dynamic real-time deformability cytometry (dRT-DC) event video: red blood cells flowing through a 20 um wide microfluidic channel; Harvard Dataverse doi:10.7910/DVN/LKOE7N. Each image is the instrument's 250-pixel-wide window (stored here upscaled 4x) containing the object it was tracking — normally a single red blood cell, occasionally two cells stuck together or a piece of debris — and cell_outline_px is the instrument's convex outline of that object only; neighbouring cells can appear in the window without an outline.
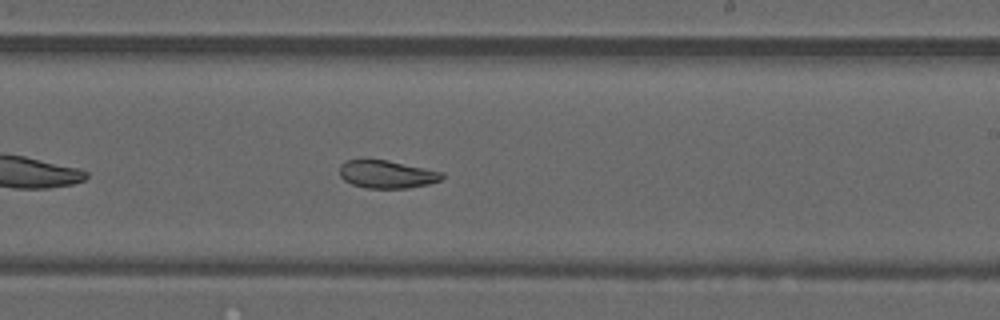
{"species": "common noctule bat (a hibernating species)", "species_latin": "Nyctalus noctula", "temperature_condition": "warm", "stored_images_in_passage": 35, "camera_frame_rate_fps": 3000, "um_per_image_px": 0.085, "animal": {"sex": "male", "forearm_length_mm": 52.5}, "frame": {"image": 1, "passage_image": 16, "time_ms": 5.0, "image_size_px": [1000, 320], "cell_outline_px": [[444, 176], [440, 180], [428, 184], [408, 188], [364, 188], [352, 184], [344, 180], [340, 176], [340, 164], [344, 160], [364, 156], [388, 160], [444, 172]], "centroid_in_image_um": [32.81, 14.76], "position_along_channel_um": 256.2, "area_um2": 17.28}}
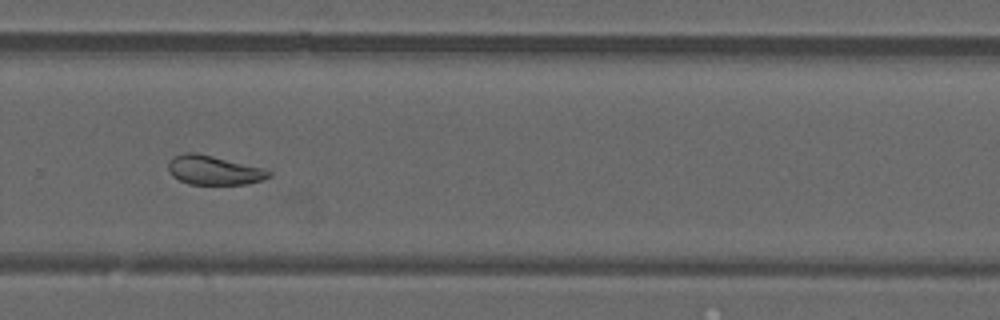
{"frame": {"image": 2, "passage_image": 20, "time_ms": 6.333, "image_size_px": [1000, 320], "cell_outline_px": [[272, 176], [264, 180], [248, 184], [188, 184], [172, 176], [168, 172], [168, 164], [172, 156], [184, 152], [196, 152], [264, 168], [272, 172]], "centroid_in_image_um": [18.18, 14.46], "position_along_channel_um": 311.6, "area_um2": 17.34}, "authors_computed_cell_mechanics": {"area_um2": 18.496, "velocity_mm_per_s": 4.1682, "shape_relaxation_time_tau1_ms": null, "shape_relaxation_time_tau2_ms": 3.081, "deformation_change_tau1": null, "deformation_change_tau2": 0.0868}}